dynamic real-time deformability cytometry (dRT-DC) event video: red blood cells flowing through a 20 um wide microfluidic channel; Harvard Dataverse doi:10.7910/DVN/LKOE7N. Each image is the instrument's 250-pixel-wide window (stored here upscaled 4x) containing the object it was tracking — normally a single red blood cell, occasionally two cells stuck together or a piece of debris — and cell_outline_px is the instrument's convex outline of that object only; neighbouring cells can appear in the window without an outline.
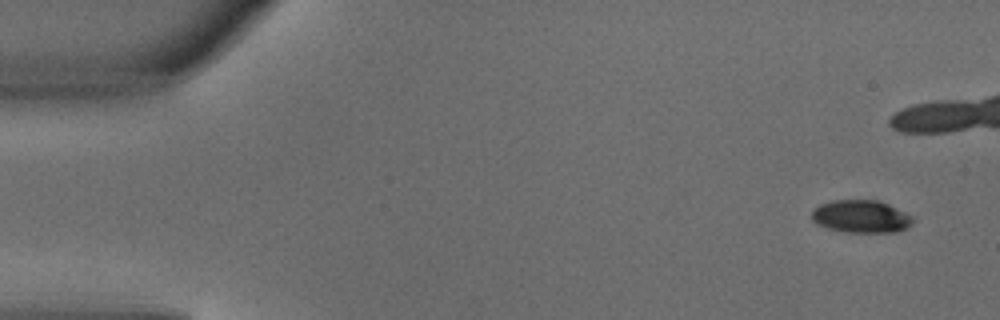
{"species": "common noctule bat (a hibernating species)", "species_latin": "Nyctalus noctula", "temperature_condition": "warm", "stored_images_in_passage": 5, "camera_frame_rate_fps": 3000, "um_per_image_px": 0.085, "animal": {"sex": "male", "body_mass_g": 18.8}, "frame": {"image": 1, "passage_image": 1, "time_ms": 0.0, "image_size_px": [1000, 320], "cell_outline_px": [[912, 224], [896, 232], [844, 232], [828, 228], [816, 224], [812, 220], [812, 212], [820, 204], [832, 200], [876, 200], [888, 204], [912, 216]], "centroid_in_image_um": [73.16, 18.4], "position_along_channel_um": 11.8, "area_um2": 19.07}}